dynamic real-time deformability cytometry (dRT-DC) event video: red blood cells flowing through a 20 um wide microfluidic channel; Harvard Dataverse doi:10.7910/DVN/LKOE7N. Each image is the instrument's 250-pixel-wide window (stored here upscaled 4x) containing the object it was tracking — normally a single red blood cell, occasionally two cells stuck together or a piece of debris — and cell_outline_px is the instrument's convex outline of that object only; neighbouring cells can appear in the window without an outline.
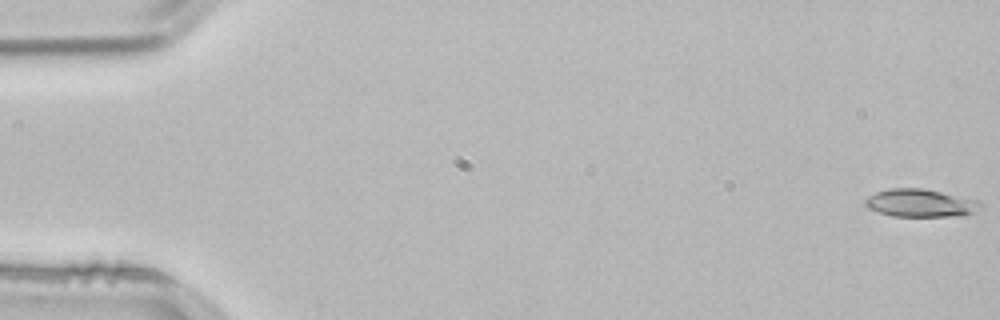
{"species": "common noctule bat (a hibernating species)", "species_latin": "Nyctalus noctula", "temperature_condition": "room temperature", "stored_images_in_passage": 53, "camera_frame_rate_fps": 3000, "um_per_image_px": 0.085, "animal": {"sex": "male", "body_mass_g": 21.5, "forearm_length_mm": 52.0}, "frame": {"image": 1, "passage_image": 1, "time_ms": 0.0, "image_size_px": [1000, 320], "cell_outline_px": [[984, 208], [964, 216], [892, 216], [876, 212], [868, 208], [864, 204], [864, 200], [868, 196], [876, 192], [892, 188], [920, 188], [980, 200], [984, 204]], "centroid_in_image_um": [78.28, 17.27], "position_along_channel_um": 6.7, "area_um2": 18.96}}
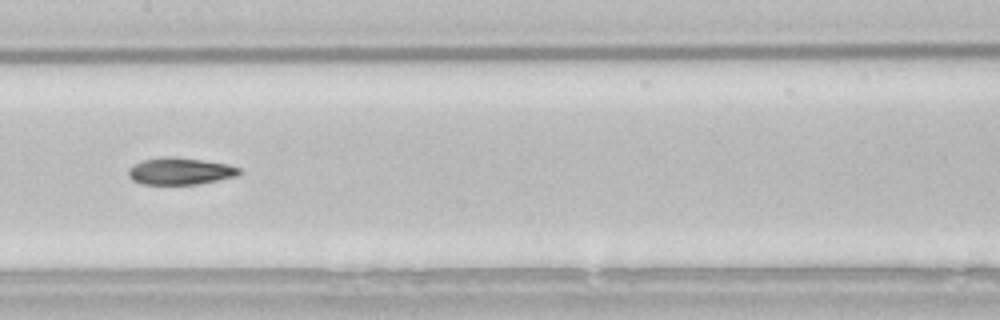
{"frame": {"image": 2, "passage_image": 27, "time_ms": 8.667, "image_size_px": [1000, 320], "cell_outline_px": [[240, 172], [236, 176], [196, 184], [144, 184], [132, 180], [128, 176], [128, 168], [144, 160], [164, 156], [172, 156], [228, 164], [240, 168]], "centroid_in_image_um": [15.28, 14.54], "position_along_channel_um": 192.1, "area_um2": 17.17}}
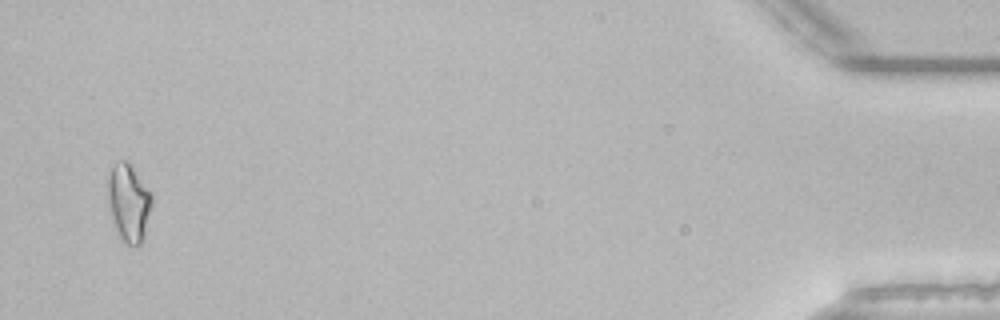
{"frame": {"image": 3, "passage_image": 52, "time_ms": 17.0, "image_size_px": [1000, 320], "cell_outline_px": [[152, 204], [144, 232], [140, 244], [128, 244], [120, 236], [116, 228], [108, 208], [104, 184], [112, 164], [116, 160], [124, 160], [132, 168], [152, 192]], "centroid_in_image_um": [10.87, 17.13], "position_along_channel_um": 424.3, "area_um2": 20.0}, "authors_computed_cell_mechanics": {"area_um2": 17.8024, "velocity_mm_per_s": 3.8414, "shape_relaxation_time_tau1_ms": null, "shape_relaxation_time_tau2_ms": 4.4912, "deformation_change_tau1": null, "deformation_change_tau2": 0.1165}}